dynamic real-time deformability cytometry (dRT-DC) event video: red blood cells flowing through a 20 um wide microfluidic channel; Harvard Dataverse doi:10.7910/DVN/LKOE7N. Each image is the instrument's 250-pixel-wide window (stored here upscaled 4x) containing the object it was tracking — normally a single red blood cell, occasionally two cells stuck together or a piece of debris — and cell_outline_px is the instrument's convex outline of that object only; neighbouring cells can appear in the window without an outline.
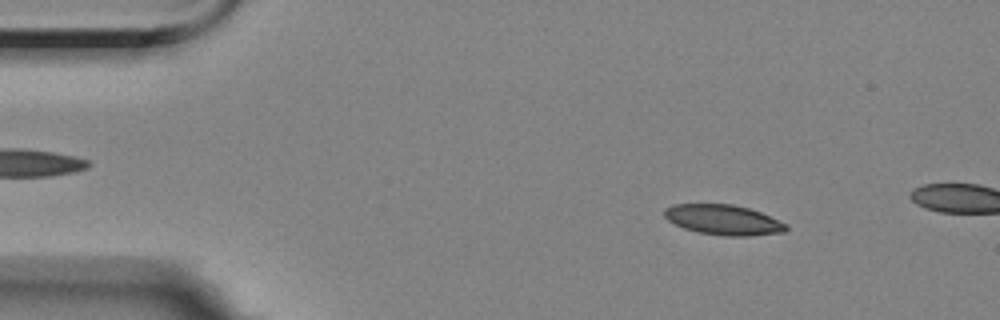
{"species": "Egyptian fruit bat (a non-hibernating species)", "species_latin": "Rousettus aegyptiacus", "temperature_condition": "room temperature", "stored_images_in_passage": 4, "camera_frame_rate_fps": 3000, "um_per_image_px": 0.085, "animal": {"sex": "female"}, "frame": {"image": 1, "passage_image": 2, "time_ms": 1.0, "image_size_px": [1000, 320], "cell_outline_px": [[788, 228], [784, 232], [748, 236], [724, 236], [700, 232], [684, 228], [668, 220], [664, 216], [664, 208], [672, 204], [732, 204], [748, 208], [760, 212], [788, 224]], "centroid_in_image_um": [61.49, 18.68], "position_along_channel_um": 23.5, "area_um2": 21.33}}